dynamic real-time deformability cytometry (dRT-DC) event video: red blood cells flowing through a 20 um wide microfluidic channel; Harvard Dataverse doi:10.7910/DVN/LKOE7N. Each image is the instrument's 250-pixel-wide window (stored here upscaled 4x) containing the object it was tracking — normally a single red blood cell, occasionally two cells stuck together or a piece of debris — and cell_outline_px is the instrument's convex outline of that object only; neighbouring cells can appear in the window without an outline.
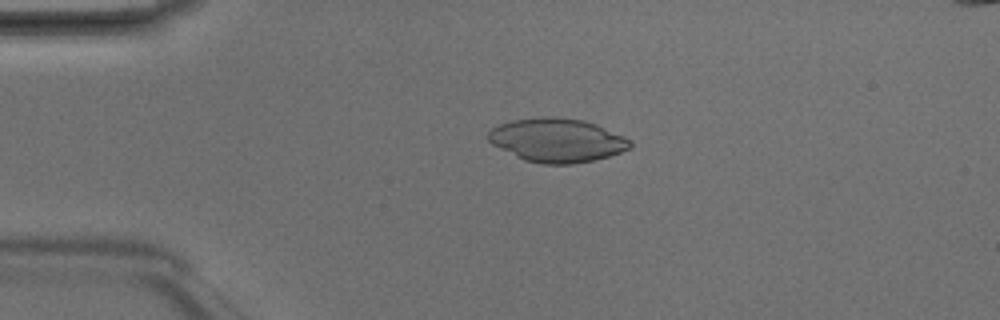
{"species": "Egyptian fruit bat (a non-hibernating species)", "species_latin": "Rousettus aegyptiacus", "temperature_condition": "room temperature", "stored_images_in_passage": 4, "camera_frame_rate_fps": 3000, "um_per_image_px": 0.085, "animal": {"sex": "male"}, "frame": {"image": 1, "passage_image": 3, "time_ms": 0.667, "image_size_px": [1000, 320], "cell_outline_px": [[632, 144], [628, 148], [620, 152], [608, 156], [592, 160], [572, 164], [544, 164], [524, 160], [492, 144], [488, 140], [488, 132], [492, 128], [500, 124], [512, 120], [540, 116], [556, 116], [584, 120], [596, 124], [624, 136], [632, 140]], "centroid_in_image_um": [47.34, 11.9], "position_along_channel_um": 37.7, "area_um2": 36.13}}